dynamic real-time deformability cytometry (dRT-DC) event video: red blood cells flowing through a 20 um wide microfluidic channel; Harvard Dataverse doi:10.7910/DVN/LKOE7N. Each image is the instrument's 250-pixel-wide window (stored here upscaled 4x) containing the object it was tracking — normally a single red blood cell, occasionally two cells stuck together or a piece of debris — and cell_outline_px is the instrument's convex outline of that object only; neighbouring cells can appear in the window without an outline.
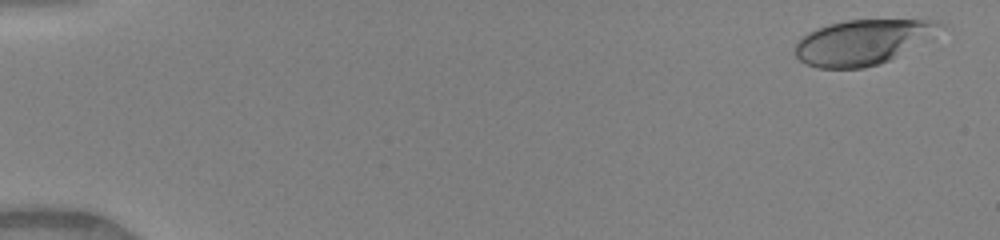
{"species": "human", "species_latin": "Homo sapiens", "temperature_condition": "warm", "stored_images_in_passage": 49, "camera_frame_rate_fps": 3000, "um_per_image_px": 0.085, "donor": {"sex": "female"}, "frame": {"image": 1, "passage_image": 2, "time_ms": 0.333, "image_size_px": [1000, 240], "cell_outline_px": [[944, 24], [932, 40], [880, 64], [864, 68], [820, 68], [804, 64], [796, 56], [796, 44], [808, 32], [828, 24], [844, 20], [940, 20]], "centroid_in_image_um": [73.39, 3.58], "position_along_channel_um": 11.6, "area_um2": 38.26}}
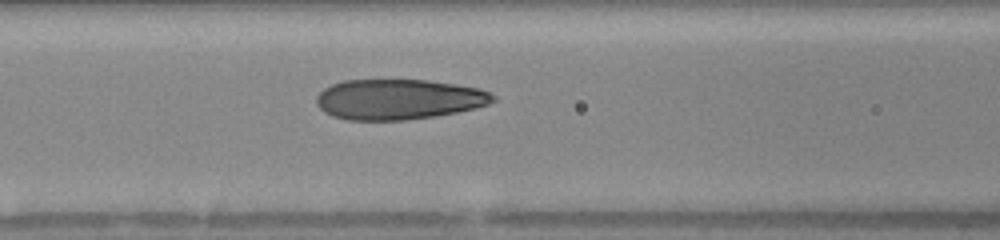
{"frame": {"image": 2, "passage_image": 22, "time_ms": 7.0, "image_size_px": [1000, 240], "cell_outline_px": [[496, 100], [488, 104], [476, 108], [436, 116], [408, 120], [348, 120], [332, 116], [324, 112], [316, 104], [316, 96], [324, 88], [332, 84], [344, 80], [428, 80], [456, 84], [480, 88], [496, 96]], "centroid_in_image_um": [33.88, 8.44], "position_along_channel_um": 132.7, "area_um2": 41.73}}
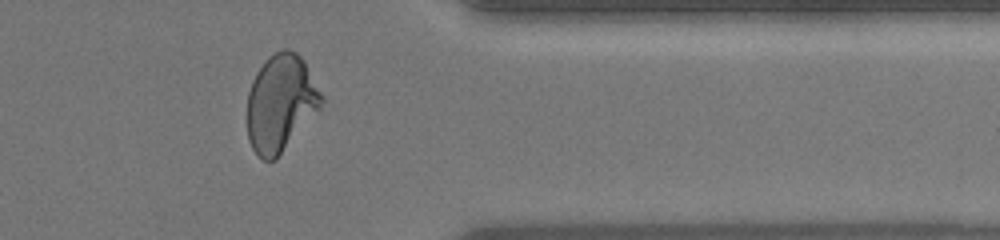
{"frame": {"image": 3, "passage_image": 41, "time_ms": 13.333, "image_size_px": [1000, 240], "cell_outline_px": [[324, 100], [320, 108], [276, 160], [264, 160], [252, 148], [248, 140], [248, 92], [252, 80], [256, 72], [268, 56], [284, 48], [288, 48], [296, 52], [304, 60]], "centroid_in_image_um": [23.85, 8.75], "position_along_channel_um": 387.6, "area_um2": 41.67}, "authors_computed_cell_mechanics": {"area_um2": 41.6738, "velocity_mm_per_s": 4.1564, "shape_relaxation_time_tau1_ms": 7.4753, "shape_relaxation_time_tau2_ms": null, "deformation_change_tau1": 0.2681, "deformation_change_tau2": null}}